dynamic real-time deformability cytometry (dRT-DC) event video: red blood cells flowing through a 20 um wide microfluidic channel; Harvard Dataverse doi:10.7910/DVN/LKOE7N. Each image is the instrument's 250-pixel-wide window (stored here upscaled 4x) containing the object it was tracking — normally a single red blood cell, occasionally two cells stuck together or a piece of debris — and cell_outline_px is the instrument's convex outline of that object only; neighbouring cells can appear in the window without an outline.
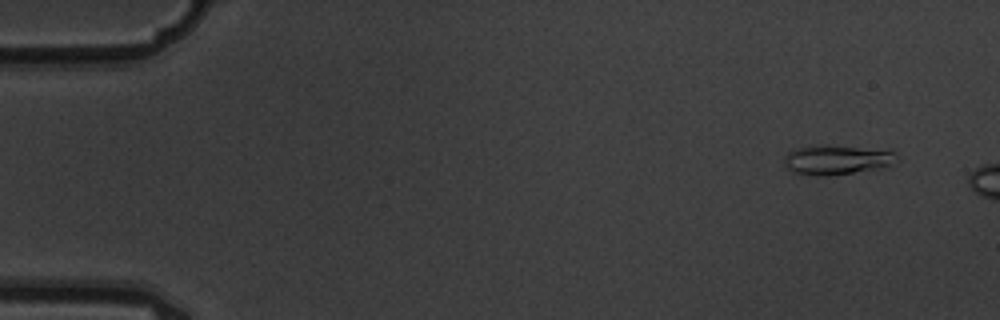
{"species": "common noctule bat (a hibernating species)", "species_latin": "Nyctalus noctula", "temperature_condition": "warm", "stored_images_in_passage": 3, "camera_frame_rate_fps": 3000, "um_per_image_px": 0.085, "animal": {"sex": "male", "body_mass_g": 19.5, "forearm_length_mm": 54.6}, "frame": {"image": 1, "passage_image": 2, "time_ms": 0.333, "image_size_px": [1000, 320], "cell_outline_px": [[900, 160], [880, 168], [828, 176], [816, 176], [796, 172], [788, 168], [784, 164], [784, 156], [792, 148], [892, 148]], "centroid_in_image_um": [71.22, 13.61], "position_along_channel_um": 13.8, "area_um2": 18.73}}